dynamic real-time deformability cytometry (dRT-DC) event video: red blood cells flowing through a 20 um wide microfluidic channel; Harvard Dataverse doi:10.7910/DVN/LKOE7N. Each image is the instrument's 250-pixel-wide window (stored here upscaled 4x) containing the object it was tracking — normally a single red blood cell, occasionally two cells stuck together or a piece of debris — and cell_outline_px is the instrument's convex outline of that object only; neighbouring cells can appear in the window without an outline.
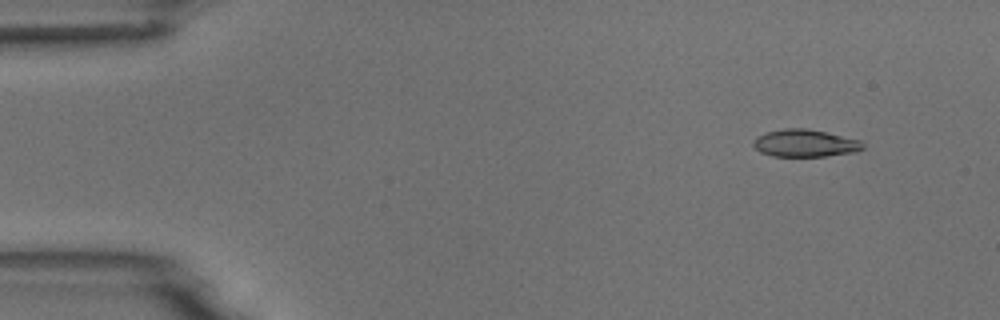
{"species": "common noctule bat (a hibernating species)", "species_latin": "Nyctalus noctula", "temperature_condition": "room temperature", "stored_images_in_passage": 5, "camera_frame_rate_fps": 3000, "um_per_image_px": 0.085, "animal": {"sex": "male", "body_mass_g": 18.8}, "frame": {"image": 1, "passage_image": 2, "time_ms": 1.0, "image_size_px": [1000, 320], "cell_outline_px": [[864, 148], [856, 152], [824, 156], [772, 156], [760, 152], [752, 144], [756, 136], [764, 132], [784, 128], [808, 128], [860, 140], [864, 144]], "centroid_in_image_um": [68.4, 12.16], "position_along_channel_um": 16.6, "area_um2": 17.57}}
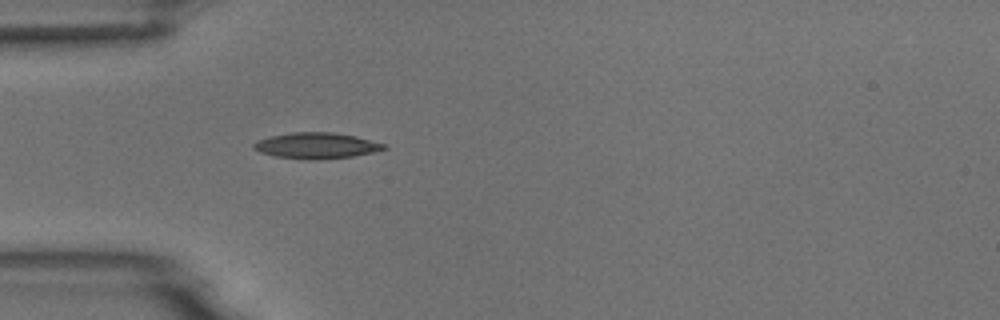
{"frame": {"image": 2, "passage_image": 5, "time_ms": 4.667, "image_size_px": [1000, 320], "cell_outline_px": [[388, 148], [376, 152], [352, 156], [316, 160], [308, 160], [276, 156], [260, 152], [252, 148], [252, 144], [256, 140], [272, 136], [292, 132], [332, 132], [356, 136], [388, 144]], "centroid_in_image_um": [26.93, 12.38], "position_along_channel_um": 58.1, "area_um2": 19.88}}